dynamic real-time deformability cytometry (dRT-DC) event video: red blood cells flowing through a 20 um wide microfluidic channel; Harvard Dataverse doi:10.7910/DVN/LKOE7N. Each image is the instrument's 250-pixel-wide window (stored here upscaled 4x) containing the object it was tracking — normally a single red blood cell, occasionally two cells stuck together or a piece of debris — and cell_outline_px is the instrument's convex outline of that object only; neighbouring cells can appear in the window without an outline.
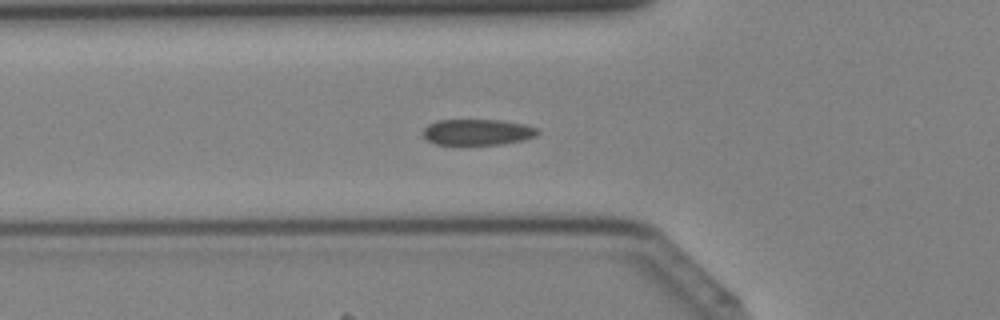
{"species": "Egyptian fruit bat (a non-hibernating species)", "species_latin": "Rousettus aegyptiacus", "temperature_condition": "cold", "stored_images_in_passage": 42, "camera_frame_rate_fps": 3000, "um_per_image_px": 0.085, "animal": {"sex": "female"}, "frame": {"image": 1, "passage_image": 15, "time_ms": 4.667, "image_size_px": [1000, 320], "cell_outline_px": [[540, 132], [536, 136], [524, 140], [500, 144], [436, 144], [428, 140], [424, 136], [424, 128], [428, 124], [436, 120], [504, 120], [524, 124], [536, 128]], "centroid_in_image_um": [40.61, 11.22], "position_along_channel_um": 85.2, "area_um2": 17.28}}
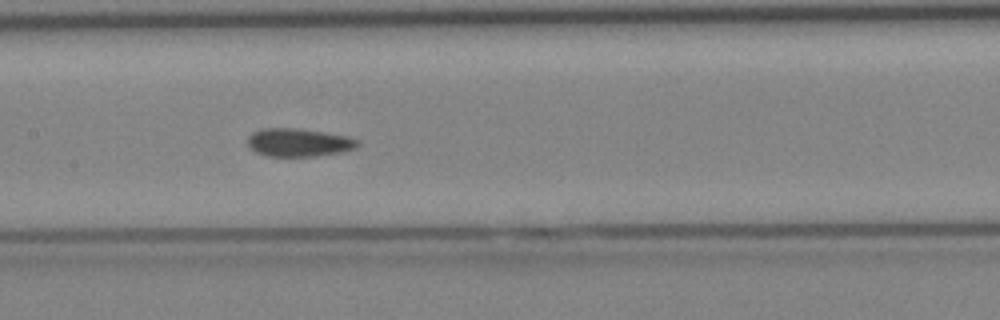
{"frame": {"image": 2, "passage_image": 21, "time_ms": 6.667, "image_size_px": [1000, 320], "cell_outline_px": [[360, 144], [356, 148], [340, 152], [312, 156], [264, 156], [256, 152], [248, 144], [248, 136], [252, 132], [260, 128], [300, 128], [348, 136], [360, 140]], "centroid_in_image_um": [25.39, 12.1], "position_along_channel_um": 182.0, "area_um2": 18.15}}
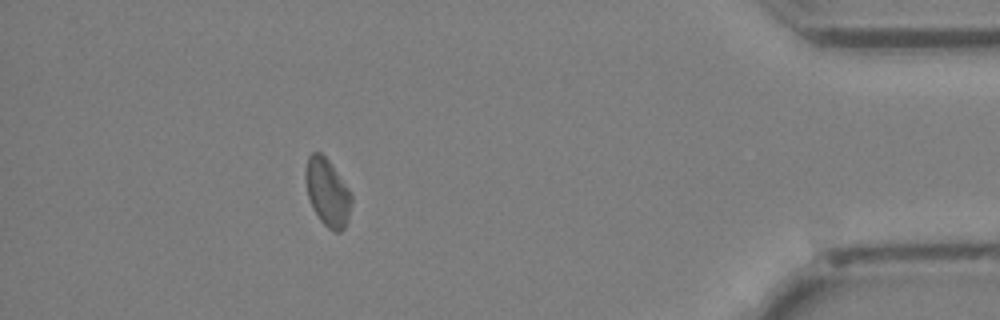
{"frame": {"image": 3, "passage_image": 38, "time_ms": 12.333, "image_size_px": [1000, 320], "cell_outline_px": [[352, 200], [348, 220], [344, 228], [340, 232], [336, 232], [328, 228], [320, 220], [312, 208], [308, 196], [304, 176], [304, 168], [308, 156], [312, 152], [320, 152], [328, 160], [348, 188], [352, 196]], "centroid_in_image_um": [27.81, 16.35], "position_along_channel_um": 407.4, "area_um2": 18.09}}